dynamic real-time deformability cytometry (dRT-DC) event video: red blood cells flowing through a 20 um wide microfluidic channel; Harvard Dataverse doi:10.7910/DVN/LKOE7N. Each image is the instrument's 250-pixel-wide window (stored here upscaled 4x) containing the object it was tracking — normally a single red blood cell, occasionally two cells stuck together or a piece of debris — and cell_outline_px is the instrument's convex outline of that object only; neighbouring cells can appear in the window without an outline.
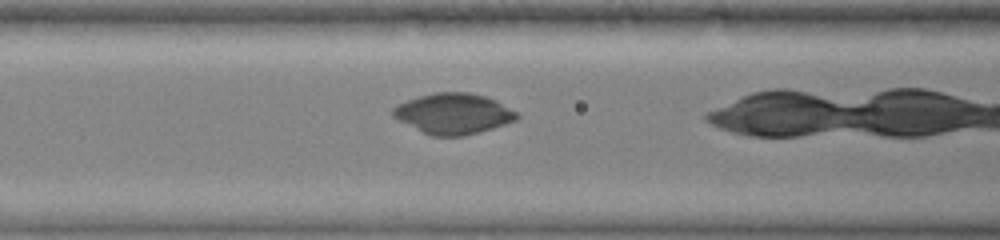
{"species": "common noctule bat (a hibernating species)", "species_latin": "Nyctalus noctula", "temperature_condition": "warm", "stored_images_in_passage": 12, "camera_frame_rate_fps": 3000, "um_per_image_px": 0.085, "animal": {"sex": "female", "body_mass_g": 19.0, "forearm_length_mm": 51.5}, "frame": {"image": 1, "passage_image": 8, "time_ms": 6.667, "image_size_px": [1000, 240], "cell_outline_px": [[520, 116], [516, 120], [492, 128], [464, 136], [428, 136], [392, 116], [392, 108], [396, 104], [420, 96], [436, 92], [468, 92], [484, 96], [496, 100], [520, 112]], "centroid_in_image_um": [38.55, 9.66], "position_along_channel_um": 128.1, "area_um2": 29.48}}
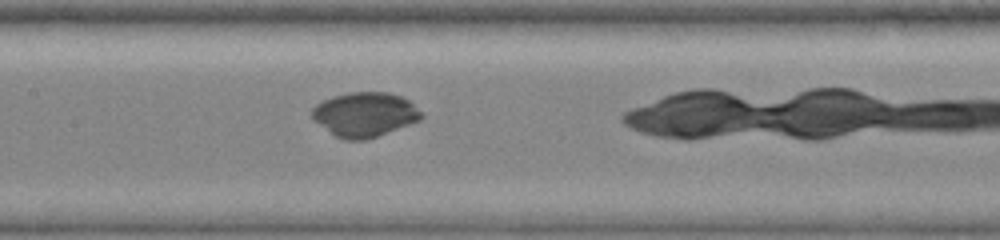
{"frame": {"image": 2, "passage_image": 10, "time_ms": 8.0, "image_size_px": [1000, 240], "cell_outline_px": [[424, 116], [420, 120], [376, 136], [364, 140], [344, 140], [336, 136], [312, 120], [312, 108], [316, 104], [332, 96], [348, 92], [388, 92], [400, 96], [408, 100], [424, 112]], "centroid_in_image_um": [31.0, 9.72], "position_along_channel_um": 176.4, "area_um2": 28.32}}